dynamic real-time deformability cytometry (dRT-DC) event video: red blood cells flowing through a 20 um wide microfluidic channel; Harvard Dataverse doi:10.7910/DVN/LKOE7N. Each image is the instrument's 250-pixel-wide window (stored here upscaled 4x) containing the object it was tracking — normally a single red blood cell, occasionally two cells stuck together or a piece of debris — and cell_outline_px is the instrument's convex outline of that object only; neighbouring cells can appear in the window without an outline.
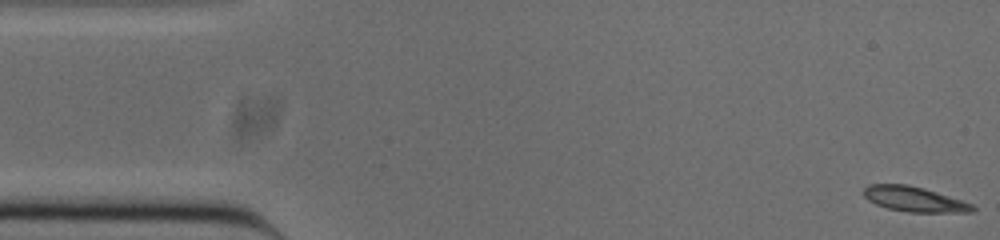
{"species": "common noctule bat (a hibernating species)", "species_latin": "Nyctalus noctula", "temperature_condition": "cold", "stored_images_in_passage": 52, "camera_frame_rate_fps": 3000, "um_per_image_px": 0.085, "animal": {"sex": "male", "body_mass_g": 20.0, "forearm_length_mm": 53.3}, "frame": {"image": 1, "passage_image": 1, "time_ms": 0.0, "image_size_px": [1000, 240], "cell_outline_px": [[976, 208], [972, 212], [908, 212], [888, 208], [876, 204], [868, 200], [864, 196], [864, 188], [868, 184], [908, 184], [924, 188], [972, 204]], "centroid_in_image_um": [77.68, 16.92], "position_along_channel_um": 7.3, "area_um2": 15.72}}
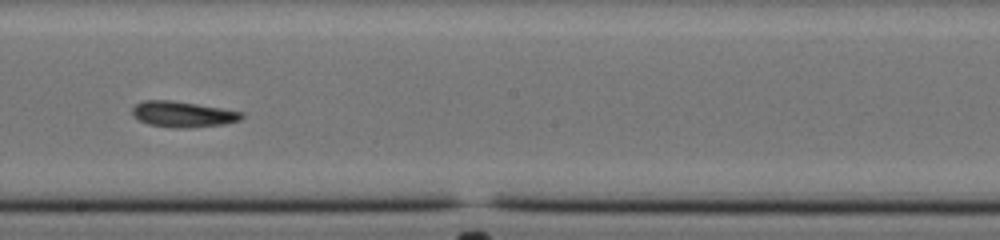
{"frame": {"image": 2, "passage_image": 28, "time_ms": 9.0, "image_size_px": [1000, 240], "cell_outline_px": [[244, 116], [240, 120], [224, 124], [180, 128], [172, 128], [148, 124], [132, 116], [132, 108], [136, 104], [144, 100], [172, 100], [244, 112]], "centroid_in_image_um": [15.52, 9.71], "position_along_channel_um": 232.7, "area_um2": 16.36}}
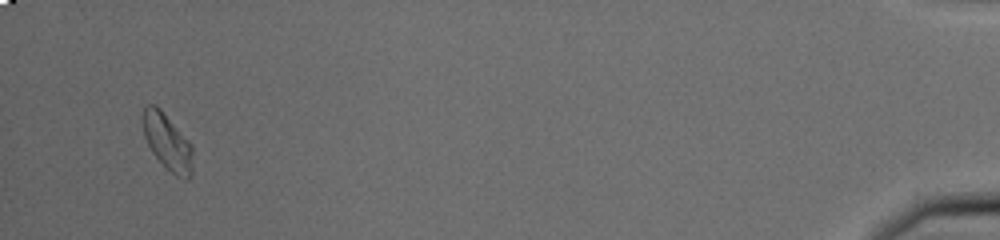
{"frame": {"image": 3, "passage_image": 50, "time_ms": 16.333, "image_size_px": [1000, 240], "cell_outline_px": [[192, 172], [188, 180], [176, 176], [152, 152], [144, 136], [144, 108], [148, 104], [156, 104], [160, 108], [192, 144]], "centroid_in_image_um": [14.26, 12.06], "position_along_channel_um": 420.9, "area_um2": 16.01}, "authors_computed_cell_mechanics": {"area_um2": 16.1551, "velocity_mm_per_s": 3.8212, "shape_relaxation_time_tau1_ms": 2.2542, "shape_relaxation_time_tau2_ms": null, "deformation_change_tau1": 0.1069, "deformation_change_tau2": null}}